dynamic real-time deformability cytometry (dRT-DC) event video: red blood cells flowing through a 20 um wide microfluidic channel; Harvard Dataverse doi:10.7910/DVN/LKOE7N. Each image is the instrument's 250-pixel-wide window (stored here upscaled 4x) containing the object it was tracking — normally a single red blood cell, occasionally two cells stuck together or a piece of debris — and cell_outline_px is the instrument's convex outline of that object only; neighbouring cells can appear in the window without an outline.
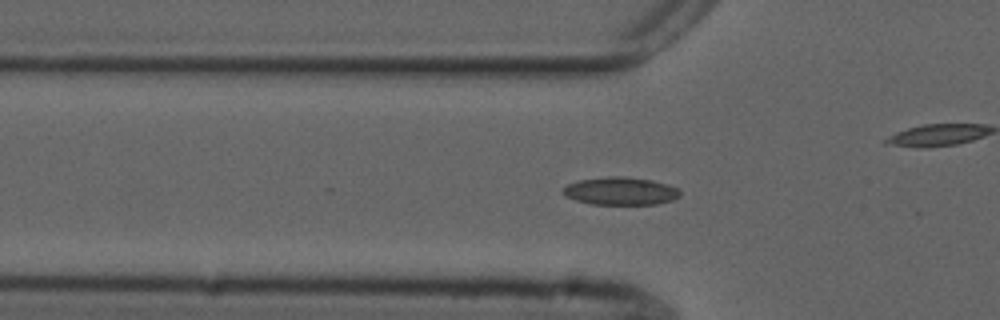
{"species": "common noctule bat (a hibernating species)", "species_latin": "Nyctalus noctula", "temperature_condition": "cold", "stored_images_in_passage": 56, "camera_frame_rate_fps": 3000, "um_per_image_px": 0.085, "animal": {"sex": "male", "forearm_length_mm": 52.5}, "frame": {"image": 1, "passage_image": 18, "time_ms": 5.667, "image_size_px": [1000, 320], "cell_outline_px": [[680, 196], [672, 200], [656, 204], [592, 204], [576, 200], [560, 192], [560, 188], [568, 184], [580, 180], [608, 176], [624, 176], [652, 180], [680, 188]], "centroid_in_image_um": [52.74, 16.23], "position_along_channel_um": 73.1, "area_um2": 19.02}}
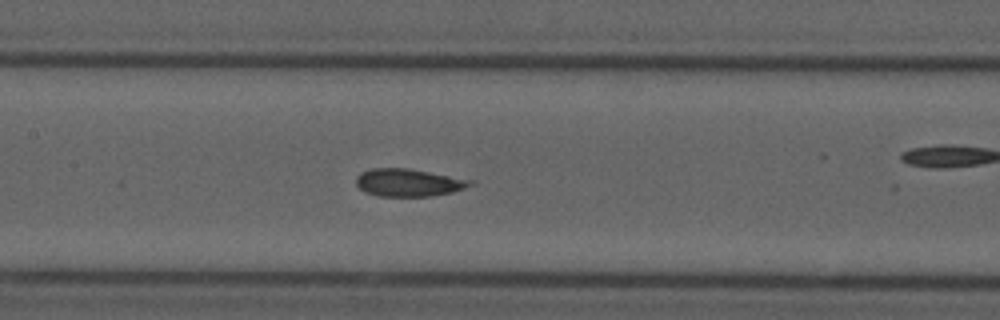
{"frame": {"image": 2, "passage_image": 26, "time_ms": 8.333, "image_size_px": [1000, 320], "cell_outline_px": [[476, 184], [452, 192], [432, 196], [380, 196], [364, 192], [356, 184], [356, 176], [360, 172], [372, 168], [408, 168], [476, 180]], "centroid_in_image_um": [34.76, 15.51], "position_along_channel_um": 172.6, "area_um2": 18.61}}
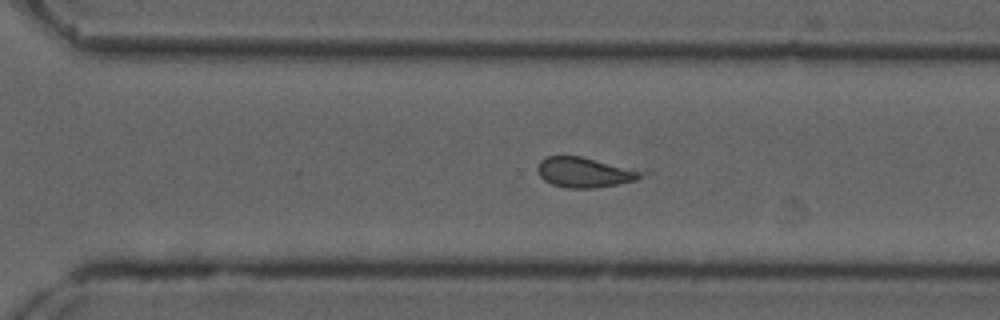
{"frame": {"image": 3, "passage_image": 38, "time_ms": 12.333, "image_size_px": [1000, 320], "cell_outline_px": [[656, 172], [636, 180], [596, 188], [568, 188], [552, 184], [544, 180], [540, 176], [536, 168], [540, 160], [544, 156], [580, 156]], "centroid_in_image_um": [49.82, 14.64], "position_along_channel_um": 320.8, "area_um2": 18.84}, "authors_computed_cell_mechanics": {"area_um2": 18.785, "velocity_mm_per_s": 3.7208, "shape_relaxation_time_tau1_ms": null, "shape_relaxation_time_tau2_ms": 2.6892, "deformation_change_tau1": null, "deformation_change_tau2": 0.0877}}